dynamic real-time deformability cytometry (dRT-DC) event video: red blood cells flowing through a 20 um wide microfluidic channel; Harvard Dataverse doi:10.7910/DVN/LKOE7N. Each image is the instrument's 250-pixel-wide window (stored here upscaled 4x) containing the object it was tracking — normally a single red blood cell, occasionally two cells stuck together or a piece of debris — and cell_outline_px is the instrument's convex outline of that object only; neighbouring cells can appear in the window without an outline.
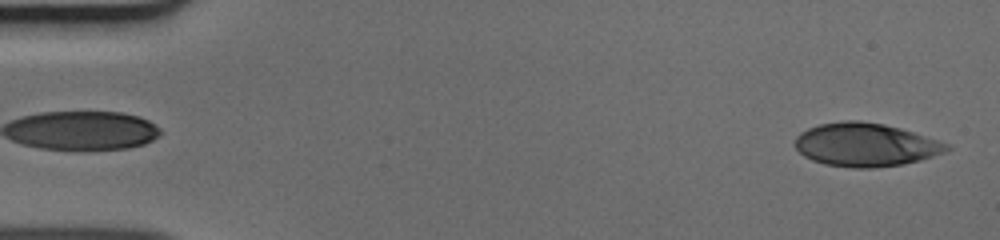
{"species": "human", "species_latin": "Homo sapiens", "temperature_condition": "cold", "stored_images_in_passage": 49, "camera_frame_rate_fps": 3000, "um_per_image_px": 0.085, "donor": {"sex": "male"}, "frame": {"image": 1, "passage_image": 1, "time_ms": 0.0, "image_size_px": [1000, 240], "cell_outline_px": [[952, 148], [944, 152], [920, 160], [904, 164], [872, 168], [852, 168], [824, 164], [812, 160], [804, 156], [792, 144], [796, 136], [800, 132], [808, 128], [820, 124], [844, 120], [860, 120], [884, 124], [900, 128], [948, 144]], "centroid_in_image_um": [73.52, 12.3], "position_along_channel_um": 11.5, "area_um2": 38.38}}
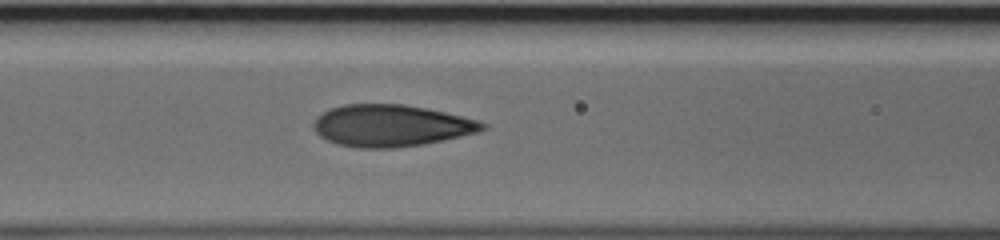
{"frame": {"image": 2, "passage_image": 20, "time_ms": 6.333, "image_size_px": [1000, 240], "cell_outline_px": [[488, 128], [476, 132], [460, 136], [420, 144], [392, 148], [360, 148], [336, 144], [320, 136], [312, 128], [312, 124], [316, 116], [328, 108], [344, 104], [404, 104], [428, 108], [480, 120], [488, 124]], "centroid_in_image_um": [33.21, 10.66], "position_along_channel_um": 133.4, "area_um2": 41.33}}
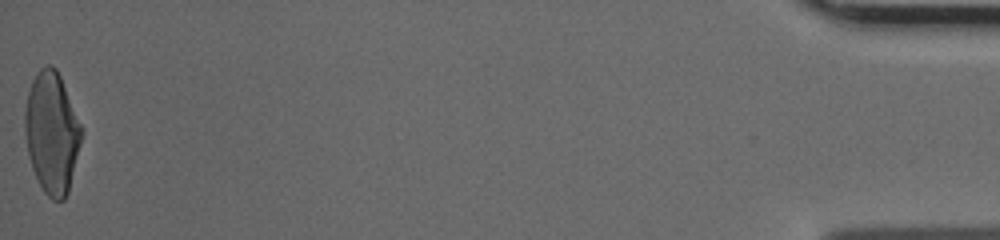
{"frame": {"image": 3, "passage_image": 49, "time_ms": 16.0, "image_size_px": [1000, 240], "cell_outline_px": [[84, 132], [68, 192], [64, 200], [52, 200], [44, 192], [32, 168], [28, 156], [24, 128], [24, 112], [28, 92], [32, 80], [40, 68], [48, 64], [52, 64], [56, 68], [60, 76]], "centroid_in_image_um": [4.4, 11.27], "position_along_channel_um": 430.8, "area_um2": 40.06}}